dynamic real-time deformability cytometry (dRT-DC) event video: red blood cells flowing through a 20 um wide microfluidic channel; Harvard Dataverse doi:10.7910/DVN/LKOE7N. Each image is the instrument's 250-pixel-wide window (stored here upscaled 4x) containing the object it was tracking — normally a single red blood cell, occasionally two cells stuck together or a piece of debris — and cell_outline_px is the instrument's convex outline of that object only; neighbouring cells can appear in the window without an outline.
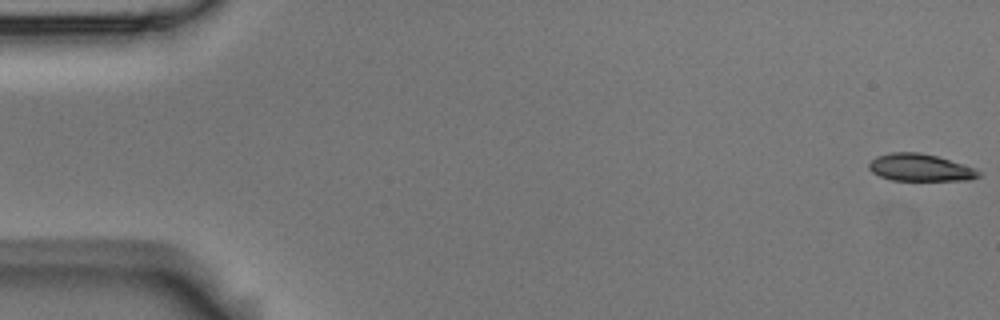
{"species": "Egyptian fruit bat (a non-hibernating species)", "species_latin": "Rousettus aegyptiacus", "temperature_condition": "room temperature", "stored_images_in_passage": 2, "camera_frame_rate_fps": 3000, "um_per_image_px": 0.085, "animal": {"sex": "male"}, "frame": {"image": 1, "passage_image": 1, "time_ms": 0.0, "image_size_px": [1000, 320], "cell_outline_px": [[980, 176], [972, 180], [892, 180], [880, 176], [872, 172], [868, 168], [868, 164], [876, 156], [892, 152], [920, 152], [936, 156], [976, 168], [980, 172]], "centroid_in_image_um": [78.22, 14.24], "position_along_channel_um": 6.8, "area_um2": 17.4}}